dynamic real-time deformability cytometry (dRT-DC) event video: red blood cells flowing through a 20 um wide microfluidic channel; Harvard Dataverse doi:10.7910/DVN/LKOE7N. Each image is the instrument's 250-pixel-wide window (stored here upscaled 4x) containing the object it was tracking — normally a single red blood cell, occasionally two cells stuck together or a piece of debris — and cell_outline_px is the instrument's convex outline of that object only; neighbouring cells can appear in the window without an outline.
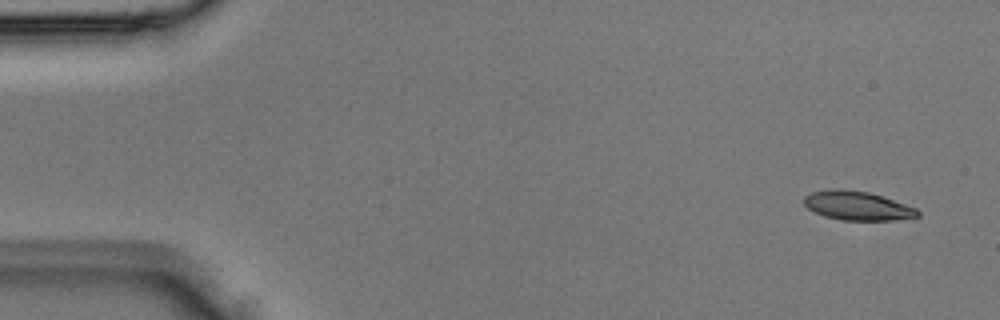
{"species": "Egyptian fruit bat (a non-hibernating species)", "species_latin": "Rousettus aegyptiacus", "temperature_condition": "room temperature", "stored_images_in_passage": 4, "camera_frame_rate_fps": 3000, "um_per_image_px": 0.085, "animal": {"sex": "male"}, "frame": {"image": 1, "passage_image": 1, "time_ms": 0.0, "image_size_px": [1000, 320], "cell_outline_px": [[920, 216], [892, 220], [840, 220], [824, 216], [808, 208], [804, 204], [804, 196], [812, 192], [832, 188], [840, 188], [868, 192], [884, 196], [916, 208], [920, 212]], "centroid_in_image_um": [72.88, 17.48], "position_along_channel_um": 12.1, "area_um2": 19.25}}
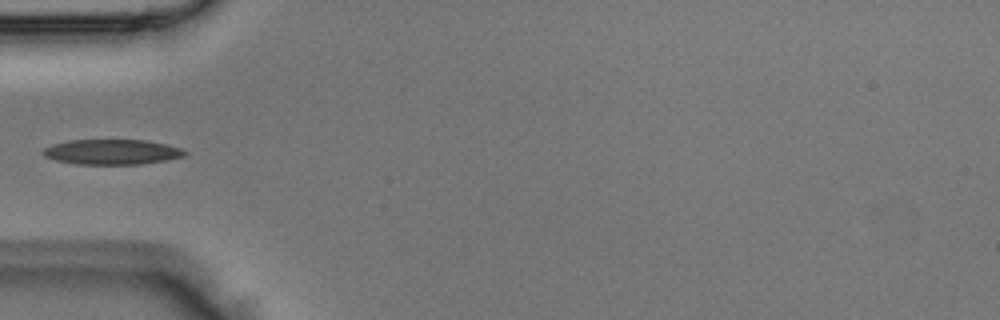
{"frame": {"image": 2, "passage_image": 4, "time_ms": 1.0, "image_size_px": [1000, 320], "cell_outline_px": [[188, 152], [184, 156], [164, 160], [140, 164], [76, 164], [56, 160], [44, 156], [40, 152], [44, 148], [52, 144], [68, 140], [144, 140], [164, 144], [180, 148]], "centroid_in_image_um": [9.46, 12.91], "position_along_channel_um": 75.5, "area_um2": 20.63}}